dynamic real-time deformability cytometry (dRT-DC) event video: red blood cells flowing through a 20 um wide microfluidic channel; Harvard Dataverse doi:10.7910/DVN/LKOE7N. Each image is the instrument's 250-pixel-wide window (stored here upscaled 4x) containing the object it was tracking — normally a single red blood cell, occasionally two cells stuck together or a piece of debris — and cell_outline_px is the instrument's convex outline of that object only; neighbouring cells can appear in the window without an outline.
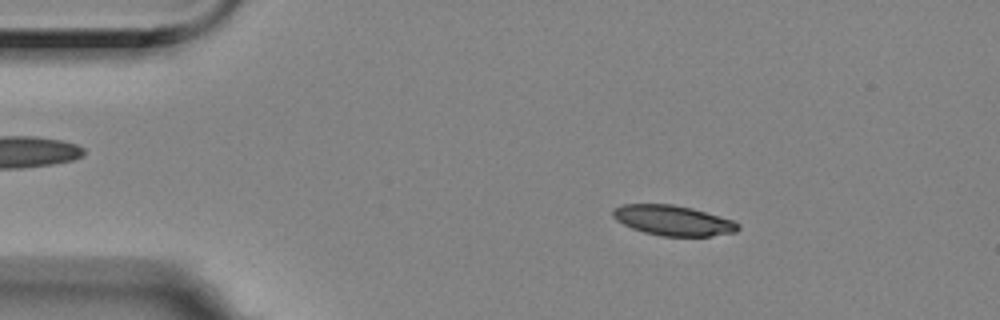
{"species": "Egyptian fruit bat (a non-hibernating species)", "species_latin": "Rousettus aegyptiacus", "temperature_condition": "room temperature", "stored_images_in_passage": 56, "camera_frame_rate_fps": 3000, "um_per_image_px": 0.085, "animal": {"sex": "female"}, "frame": {"image": 1, "passage_image": 9, "time_ms": 2.667, "image_size_px": [1000, 320], "cell_outline_px": [[740, 228], [736, 232], [712, 236], [660, 236], [644, 232], [632, 228], [616, 220], [612, 216], [612, 208], [624, 204], [672, 204], [692, 208], [732, 220], [740, 224]], "centroid_in_image_um": [57.2, 18.74], "position_along_channel_um": 27.8, "area_um2": 22.02}}
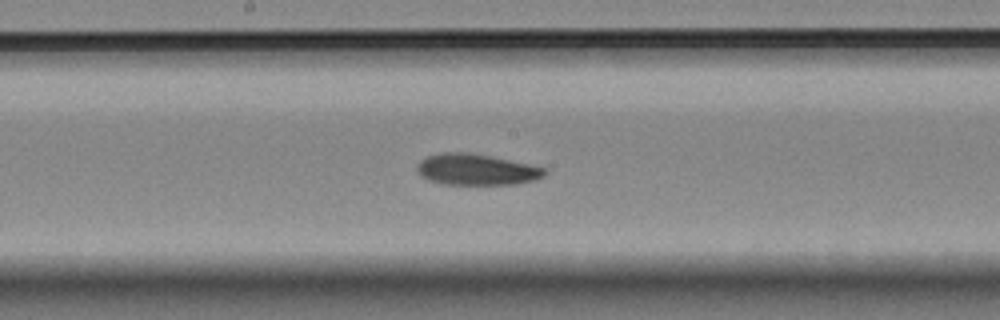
{"frame": {"image": 2, "passage_image": 29, "time_ms": 9.333, "image_size_px": [1000, 320], "cell_outline_px": [[548, 172], [544, 176], [536, 180], [512, 184], [440, 184], [428, 180], [420, 176], [416, 172], [416, 164], [420, 160], [428, 156], [440, 152], [472, 152], [528, 164], [544, 168]], "centroid_in_image_um": [40.43, 14.41], "position_along_channel_um": 207.8, "area_um2": 23.35}}
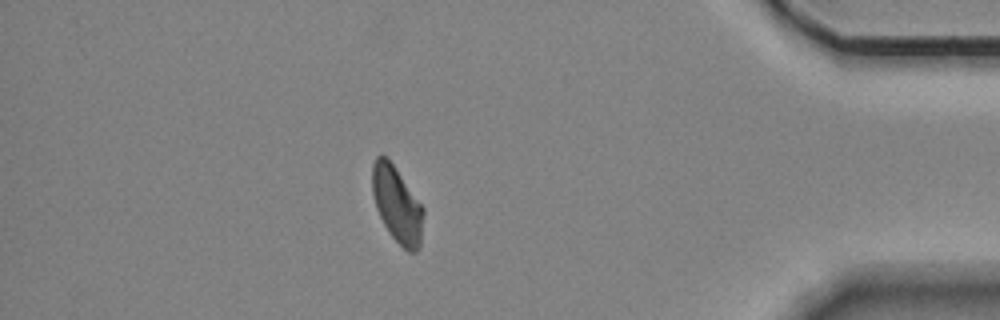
{"frame": {"image": 3, "passage_image": 49, "time_ms": 16.0, "image_size_px": [1000, 320], "cell_outline_px": [[424, 212], [420, 244], [416, 252], [408, 252], [388, 232], [376, 208], [372, 192], [372, 164], [376, 156], [380, 152], [388, 156], [424, 208]], "centroid_in_image_um": [33.73, 17.32], "position_along_channel_um": 401.5, "area_um2": 22.83}, "authors_computed_cell_mechanics": {"area_um2": 23.0333, "velocity_mm_per_s": 3.5089, "shape_relaxation_time_tau1_ms": 5.4471, "shape_relaxation_time_tau2_ms": 4.7769, "deformation_change_tau1": 0.12, "deformation_change_tau2": 0.0934}}